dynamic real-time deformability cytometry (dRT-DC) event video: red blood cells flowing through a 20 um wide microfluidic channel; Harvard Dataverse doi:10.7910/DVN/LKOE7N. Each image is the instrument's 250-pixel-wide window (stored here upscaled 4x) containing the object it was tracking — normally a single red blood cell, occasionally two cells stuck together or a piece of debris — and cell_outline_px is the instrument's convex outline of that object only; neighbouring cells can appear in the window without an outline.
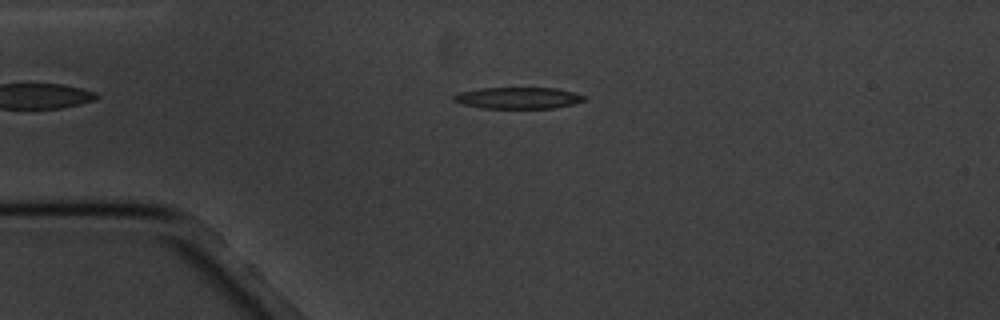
{"species": "common noctule bat (a hibernating species)", "species_latin": "Nyctalus noctula", "temperature_condition": "cold", "stored_images_in_passage": 4, "camera_frame_rate_fps": 3000, "um_per_image_px": 0.085, "animal": {"sex": "male", "body_mass_g": 20.1, "forearm_length_mm": 53.5}, "frame": {"image": 1, "passage_image": 2, "time_ms": 1.0, "image_size_px": [1000, 320], "cell_outline_px": [[584, 100], [572, 104], [556, 108], [480, 108], [460, 104], [452, 100], [452, 96], [460, 92], [480, 88], [556, 88], [576, 92], [584, 96]], "centroid_in_image_um": [44.0, 8.33], "position_along_channel_um": 41.0, "area_um2": 16.42}}
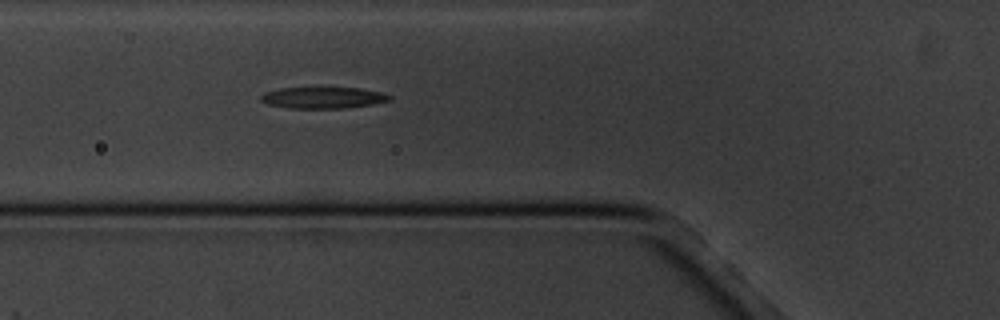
{"frame": {"image": 2, "passage_image": 4, "time_ms": 3.333, "image_size_px": [1000, 320], "cell_outline_px": [[392, 100], [372, 104], [348, 108], [288, 108], [268, 104], [260, 100], [260, 96], [264, 92], [280, 88], [360, 88], [380, 92], [392, 96]], "centroid_in_image_um": [27.46, 8.31], "position_along_channel_um": 98.3, "area_um2": 16.01}}